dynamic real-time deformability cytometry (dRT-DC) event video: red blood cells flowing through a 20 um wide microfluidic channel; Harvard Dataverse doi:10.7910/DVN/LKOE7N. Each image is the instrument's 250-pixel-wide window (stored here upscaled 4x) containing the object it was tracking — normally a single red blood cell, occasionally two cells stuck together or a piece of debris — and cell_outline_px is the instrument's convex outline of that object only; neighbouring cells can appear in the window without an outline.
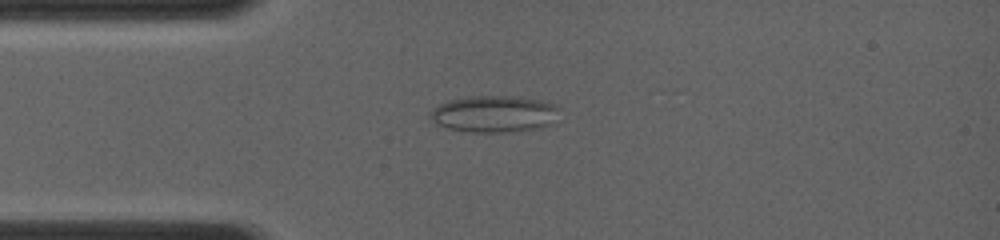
{"species": "common noctule bat (a hibernating species)", "species_latin": "Nyctalus noctula", "temperature_condition": "room temperature", "stored_images_in_passage": 36, "camera_frame_rate_fps": 4000, "um_per_image_px": 0.085, "animal": {"sex": "female", "body_mass_g": 19.0, "forearm_length_mm": 56.7}, "frame": {"image": 1, "passage_image": 19, "time_ms": 2.25, "image_size_px": [1000, 240], "cell_outline_px": [[560, 108], [552, 124], [540, 128], [508, 132], [468, 132], [448, 128], [436, 124], [432, 120], [428, 112], [432, 108], [448, 100], [472, 96], [508, 96], [540, 100], [556, 104]], "centroid_in_image_um": [41.99, 9.69], "position_along_channel_um": 43.0, "area_um2": 27.74}}
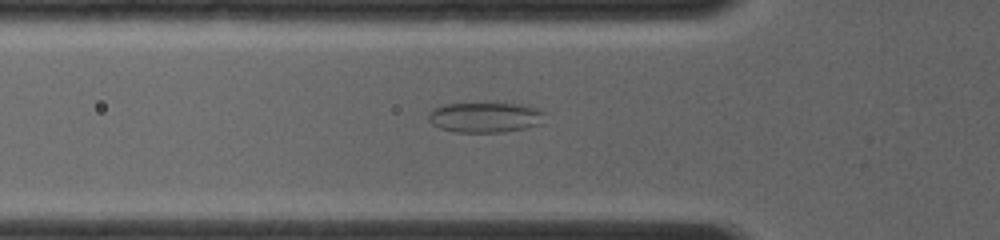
{"frame": {"image": 2, "passage_image": 31, "time_ms": 3.5, "image_size_px": [1000, 240], "cell_outline_px": [[548, 112], [540, 124], [524, 128], [504, 132], [456, 132], [440, 128], [432, 124], [428, 120], [428, 116], [432, 108], [444, 104], [492, 100], [528, 104]], "centroid_in_image_um": [41.29, 9.9], "position_along_channel_um": 84.5, "area_um2": 21.85}}